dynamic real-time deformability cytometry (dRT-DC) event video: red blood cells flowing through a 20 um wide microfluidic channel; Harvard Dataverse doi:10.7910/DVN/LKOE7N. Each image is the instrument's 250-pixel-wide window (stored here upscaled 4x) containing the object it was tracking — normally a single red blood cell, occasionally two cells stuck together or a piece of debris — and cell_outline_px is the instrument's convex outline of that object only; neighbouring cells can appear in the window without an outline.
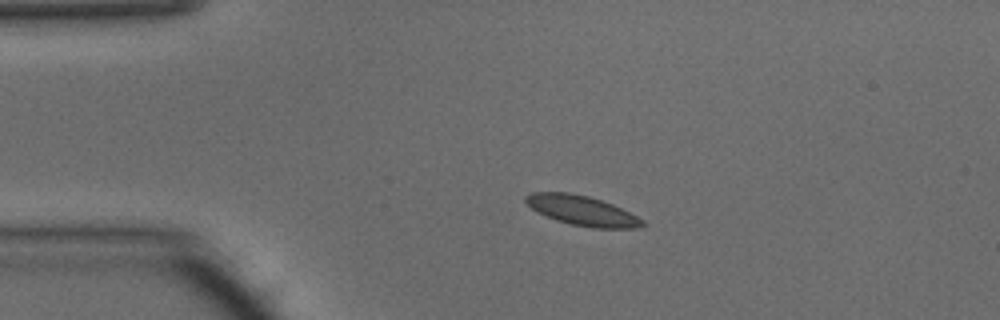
{"species": "common noctule bat (a hibernating species)", "species_latin": "Nyctalus noctula", "temperature_condition": "warm", "stored_images_in_passage": 39, "camera_frame_rate_fps": 3000, "um_per_image_px": 0.085, "animal": {"sex": "male", "body_mass_g": 15.6}, "frame": {"image": 1, "passage_image": 1, "time_ms": 0.0, "image_size_px": [1000, 320], "cell_outline_px": [[644, 224], [636, 228], [592, 228], [572, 224], [556, 220], [536, 212], [524, 200], [524, 196], [528, 192], [568, 192], [588, 196], [612, 204], [644, 220]], "centroid_in_image_um": [49.42, 17.89], "position_along_channel_um": 35.6, "area_um2": 20.11}}
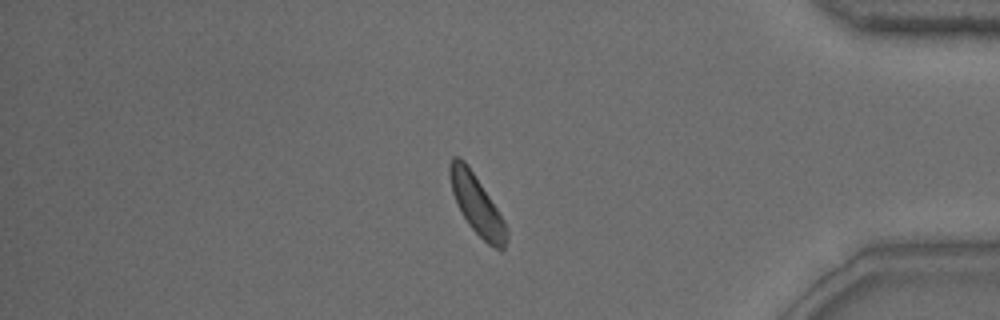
{"frame": {"image": 2, "passage_image": 32, "time_ms": 10.333, "image_size_px": [1000, 320], "cell_outline_px": [[508, 240], [504, 248], [496, 248], [488, 244], [468, 224], [456, 204], [452, 192], [448, 176], [448, 164], [452, 156], [460, 156], [464, 160], [504, 220], [508, 228]], "centroid_in_image_um": [40.49, 17.37], "position_along_channel_um": 394.7, "area_um2": 19.42}}
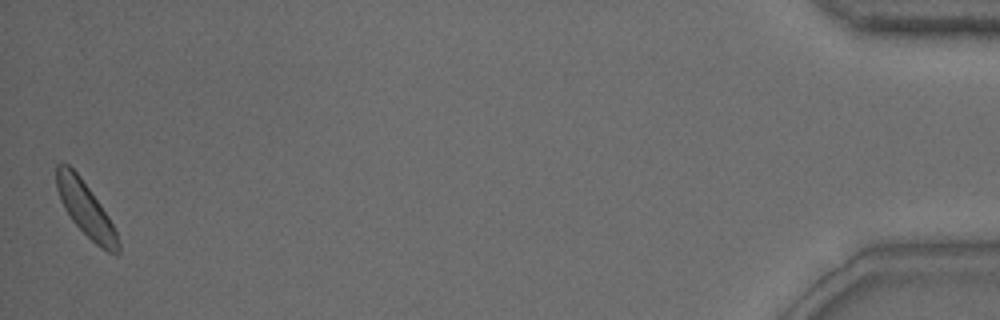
{"frame": {"image": 3, "passage_image": 39, "time_ms": 12.667, "image_size_px": [1000, 320], "cell_outline_px": [[120, 252], [116, 256], [100, 248], [72, 220], [64, 208], [60, 200], [56, 188], [56, 164], [60, 160], [68, 164], [80, 176], [100, 204], [108, 216], [116, 232], [120, 244]], "centroid_in_image_um": [7.26, 17.76], "position_along_channel_um": 427.9, "area_um2": 19.48}, "authors_computed_cell_mechanics": {"area_um2": 19.4786, "velocity_mm_per_s": 4.1147, "shape_relaxation_time_tau1_ms": 1.7275, "shape_relaxation_time_tau2_ms": null, "deformation_change_tau1": 0.0513, "deformation_change_tau2": null}}